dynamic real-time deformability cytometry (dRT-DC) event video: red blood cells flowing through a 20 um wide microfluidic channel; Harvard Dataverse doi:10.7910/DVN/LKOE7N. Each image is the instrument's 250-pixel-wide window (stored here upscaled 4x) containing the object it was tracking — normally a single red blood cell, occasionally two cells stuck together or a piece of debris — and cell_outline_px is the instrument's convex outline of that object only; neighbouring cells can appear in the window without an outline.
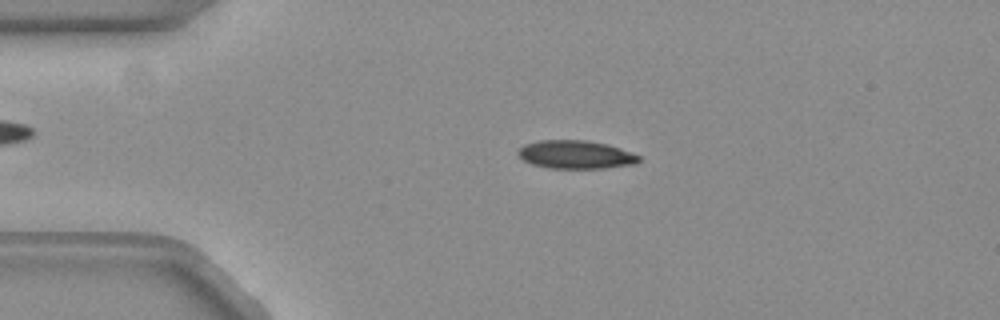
{"species": "common noctule bat (a hibernating species)", "species_latin": "Nyctalus noctula", "temperature_condition": "warm", "stored_images_in_passage": 45, "camera_frame_rate_fps": 3000, "um_per_image_px": 0.085, "animal": {"sex": "female", "body_mass_g": 19.3, "forearm_length_mm": 54.1}, "frame": {"image": 1, "passage_image": 3, "time_ms": 0.667, "image_size_px": [1000, 320], "cell_outline_px": [[640, 160], [636, 164], [604, 168], [548, 168], [532, 164], [524, 160], [516, 152], [524, 144], [540, 140], [584, 140], [604, 144], [640, 156]], "centroid_in_image_um": [48.89, 13.15], "position_along_channel_um": 36.1, "area_um2": 19.59}}
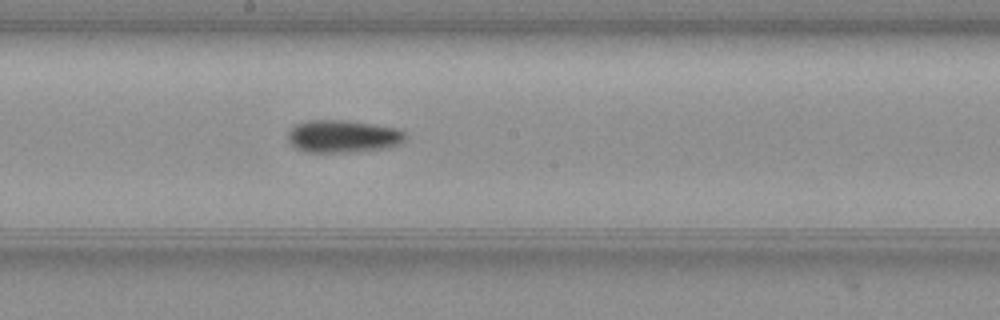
{"frame": {"image": 2, "passage_image": 20, "time_ms": 6.333, "image_size_px": [1000, 320], "cell_outline_px": [[404, 140], [400, 144], [388, 148], [356, 152], [304, 152], [296, 148], [288, 140], [288, 132], [296, 124], [312, 120], [348, 120], [400, 128], [404, 132]], "centroid_in_image_um": [29.18, 11.59], "position_along_channel_um": 219.0, "area_um2": 22.48}}
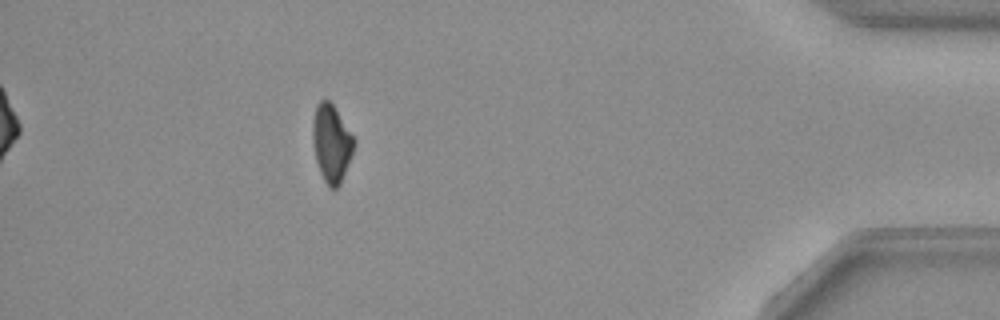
{"frame": {"image": 3, "passage_image": 39, "time_ms": 12.667, "image_size_px": [1000, 320], "cell_outline_px": [[356, 144], [340, 184], [336, 188], [328, 188], [320, 172], [316, 160], [312, 140], [312, 120], [316, 104], [320, 100], [328, 100], [332, 104], [356, 140]], "centroid_in_image_um": [28.16, 12.17], "position_along_channel_um": 407.0, "area_um2": 18.67}, "authors_computed_cell_mechanics": {"area_um2": 20.6924, "velocity_mm_per_s": 3.852, "shape_relaxation_time_tau1_ms": 5.0336, "shape_relaxation_time_tau2_ms": 9.4783, "deformation_change_tau1": 0.1397, "deformation_change_tau2": 0.1134}}